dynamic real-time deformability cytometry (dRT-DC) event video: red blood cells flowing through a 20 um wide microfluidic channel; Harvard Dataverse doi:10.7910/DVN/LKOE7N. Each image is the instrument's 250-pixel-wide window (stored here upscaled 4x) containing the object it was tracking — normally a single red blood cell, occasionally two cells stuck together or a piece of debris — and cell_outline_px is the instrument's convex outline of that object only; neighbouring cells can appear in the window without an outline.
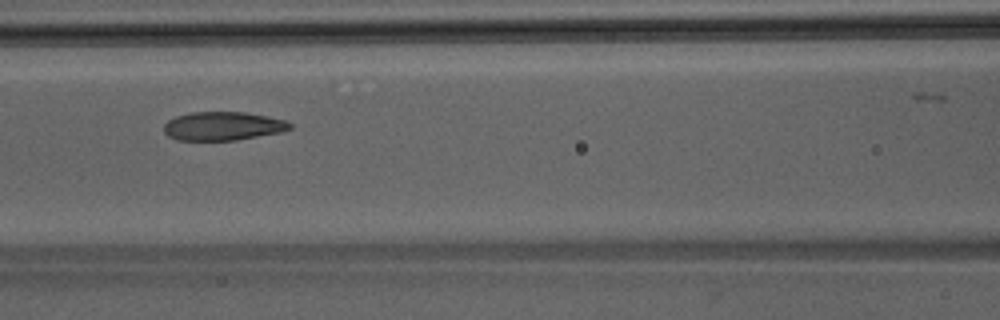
{"species": "Egyptian fruit bat (a non-hibernating species)", "species_latin": "Rousettus aegyptiacus", "temperature_condition": "room temperature", "stored_images_in_passage": 31, "camera_frame_rate_fps": 3000, "um_per_image_px": 0.085, "animal": {"sex": "male"}, "frame": {"image": 1, "passage_image": 10, "time_ms": 3.0, "image_size_px": [1000, 320], "cell_outline_px": [[292, 128], [280, 132], [236, 140], [176, 140], [168, 136], [164, 132], [164, 124], [168, 120], [176, 116], [192, 112], [244, 112], [284, 120], [292, 124]], "centroid_in_image_um": [18.91, 10.72], "position_along_channel_um": 147.7, "area_um2": 20.87}}
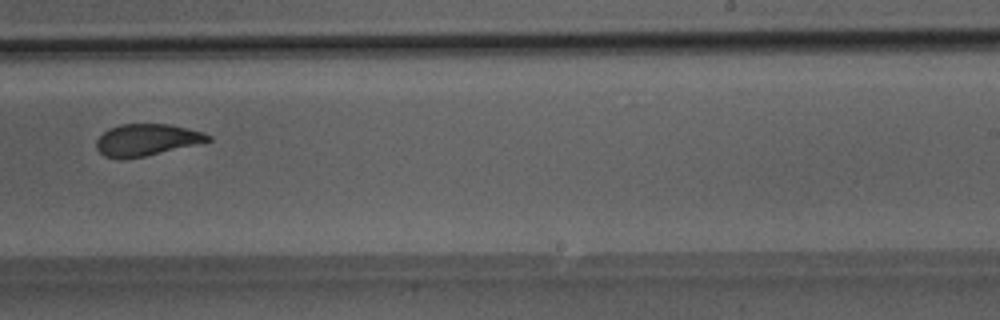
{"frame": {"image": 2, "passage_image": 19, "time_ms": 6.0, "image_size_px": [1000, 320], "cell_outline_px": [[212, 140], [196, 144], [144, 156], [124, 160], [104, 156], [96, 148], [96, 140], [108, 128], [120, 124], [168, 124], [188, 128], [204, 132], [212, 136]], "centroid_in_image_um": [12.44, 11.89], "position_along_channel_um": 276.6, "area_um2": 20.69}}
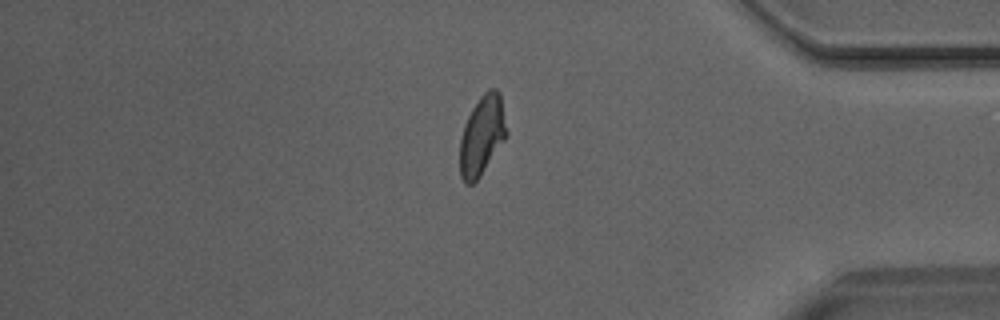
{"frame": {"image": 3, "passage_image": 29, "time_ms": 9.333, "image_size_px": [1000, 320], "cell_outline_px": [[508, 136], [480, 176], [472, 184], [464, 184], [460, 176], [460, 140], [464, 124], [472, 108], [480, 96], [488, 88], [496, 88], [500, 92], [508, 132]], "centroid_in_image_um": [40.99, 11.5], "position_along_channel_um": 394.2, "area_um2": 21.91}}